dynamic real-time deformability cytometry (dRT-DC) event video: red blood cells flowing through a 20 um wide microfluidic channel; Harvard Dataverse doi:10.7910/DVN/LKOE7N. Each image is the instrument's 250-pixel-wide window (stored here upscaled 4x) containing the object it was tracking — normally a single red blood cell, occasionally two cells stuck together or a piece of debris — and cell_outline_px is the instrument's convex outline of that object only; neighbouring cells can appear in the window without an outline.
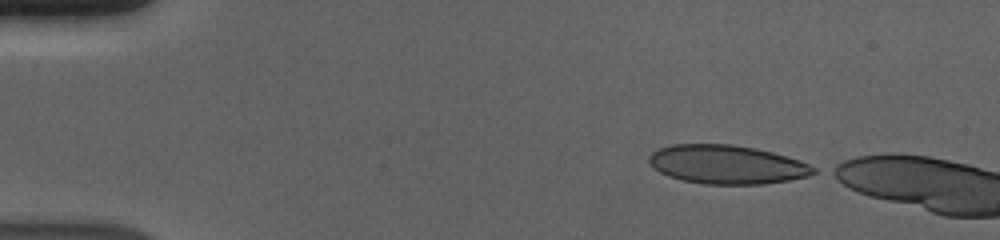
{"species": "human", "species_latin": "Homo sapiens", "temperature_condition": "cold", "stored_images_in_passage": 9, "camera_frame_rate_fps": 3000, "um_per_image_px": 0.085, "donor": {"sex": "male"}, "frame": {"image": 1, "passage_image": 1, "time_ms": 0.0, "image_size_px": [1000, 240], "cell_outline_px": [[816, 172], [808, 176], [788, 180], [764, 184], [704, 184], [684, 180], [668, 176], [652, 168], [648, 164], [648, 156], [656, 148], [672, 144], [732, 144], [756, 148], [772, 152], [800, 160], [816, 168]], "centroid_in_image_um": [61.74, 13.97], "position_along_channel_um": 23.3, "area_um2": 37.4}}